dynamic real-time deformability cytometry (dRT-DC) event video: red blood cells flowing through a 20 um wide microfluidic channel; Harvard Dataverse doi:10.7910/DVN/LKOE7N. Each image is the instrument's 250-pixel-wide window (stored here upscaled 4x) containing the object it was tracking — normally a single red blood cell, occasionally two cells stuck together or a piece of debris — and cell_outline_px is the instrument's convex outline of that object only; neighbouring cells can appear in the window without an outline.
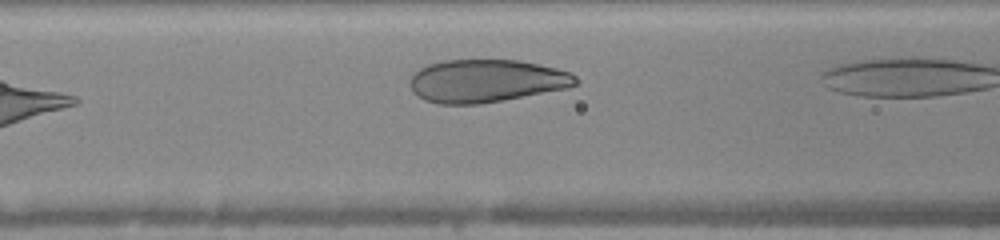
{"species": "human", "species_latin": "Homo sapiens", "temperature_condition": "warm", "stored_images_in_passage": 6, "camera_frame_rate_fps": 3000, "um_per_image_px": 0.085, "donor": {"sex": "female"}, "frame": {"image": 1, "passage_image": 5, "time_ms": 1.333, "image_size_px": [1000, 240], "cell_outline_px": [[576, 84], [568, 88], [504, 100], [480, 104], [440, 104], [424, 100], [412, 92], [412, 76], [420, 68], [428, 64], [444, 60], [520, 60], [556, 68], [572, 72], [576, 76]], "centroid_in_image_um": [41.35, 6.88], "position_along_channel_um": 125.2, "area_um2": 41.33}}